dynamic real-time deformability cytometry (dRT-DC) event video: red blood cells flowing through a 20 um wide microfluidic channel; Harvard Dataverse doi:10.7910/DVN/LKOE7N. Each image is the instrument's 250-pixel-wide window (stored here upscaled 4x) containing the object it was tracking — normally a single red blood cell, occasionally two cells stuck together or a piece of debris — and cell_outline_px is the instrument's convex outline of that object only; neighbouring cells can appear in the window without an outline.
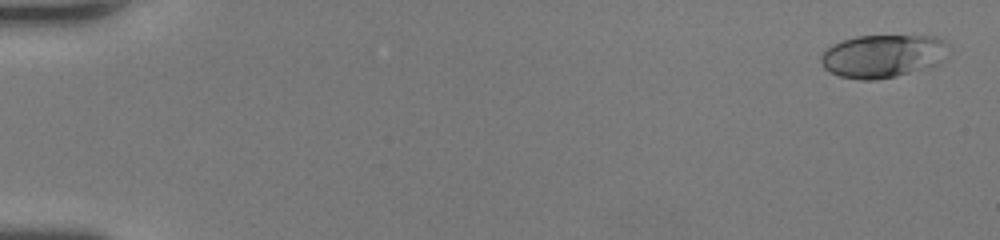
{"species": "human", "species_latin": "Homo sapiens", "temperature_condition": "room temperature", "stored_images_in_passage": 49, "camera_frame_rate_fps": 3000, "um_per_image_px": 0.085, "donor": {"sex": "female"}, "frame": {"image": 1, "passage_image": 1, "time_ms": 0.0, "image_size_px": [1000, 240], "cell_outline_px": [[952, 52], [940, 64], [896, 76], [876, 80], [860, 80], [840, 76], [824, 68], [820, 60], [820, 56], [832, 44], [856, 36], [936, 36], [944, 40], [952, 48]], "centroid_in_image_um": [75.13, 4.76], "position_along_channel_um": 9.9, "area_um2": 32.43}}
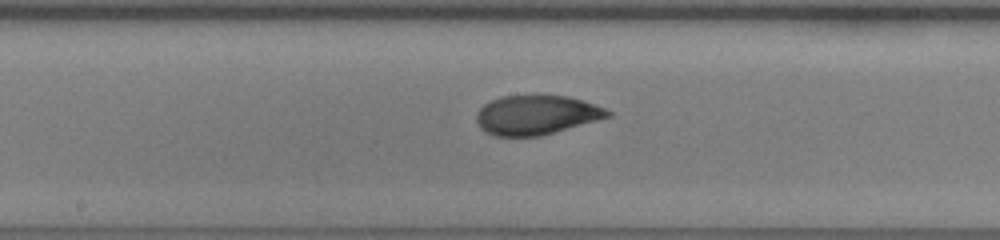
{"frame": {"image": 2, "passage_image": 27, "time_ms": 8.667, "image_size_px": [1000, 240], "cell_outline_px": [[612, 116], [540, 136], [496, 136], [480, 128], [476, 120], [476, 116], [480, 108], [484, 104], [500, 96], [536, 92], [568, 96], [604, 108], [612, 112]], "centroid_in_image_um": [45.57, 9.72], "position_along_channel_um": 202.6, "area_um2": 30.69}}
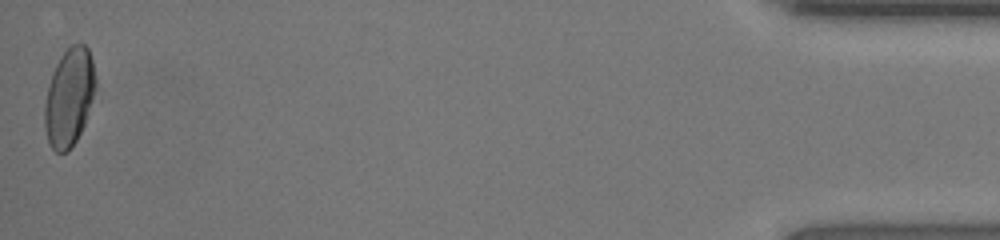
{"frame": {"image": 3, "passage_image": 49, "time_ms": 16.0, "image_size_px": [1000, 240], "cell_outline_px": [[96, 88], [84, 124], [76, 140], [68, 152], [56, 152], [48, 144], [44, 128], [44, 104], [48, 84], [52, 72], [60, 56], [72, 44], [84, 44], [88, 48], [92, 60], [96, 76]], "centroid_in_image_um": [5.86, 8.27], "position_along_channel_um": 429.3, "area_um2": 29.25}, "authors_computed_cell_mechanics": {"area_um2": 30.345, "velocity_mm_per_s": 4.3058, "shape_relaxation_time_tau1_ms": 6.9197, "shape_relaxation_time_tau2_ms": 1.0471, "deformation_change_tau1": 0.1937, "deformation_change_tau2": 0.059}}